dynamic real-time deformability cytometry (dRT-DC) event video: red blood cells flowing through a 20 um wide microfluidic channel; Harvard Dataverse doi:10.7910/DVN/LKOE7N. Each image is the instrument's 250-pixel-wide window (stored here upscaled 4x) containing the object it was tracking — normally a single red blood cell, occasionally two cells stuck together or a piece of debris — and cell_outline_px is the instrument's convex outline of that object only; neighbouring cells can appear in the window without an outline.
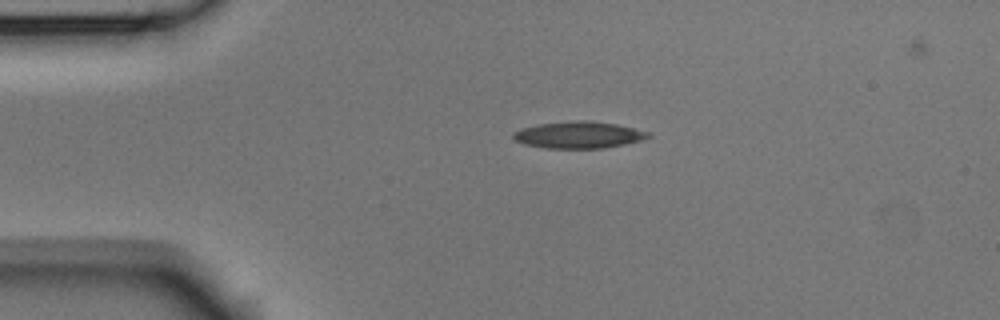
{"species": "Egyptian fruit bat (a non-hibernating species)", "species_latin": "Rousettus aegyptiacus", "temperature_condition": "room temperature", "stored_images_in_passage": 2, "camera_frame_rate_fps": 3000, "um_per_image_px": 0.085, "animal": {"sex": "male"}, "frame": {"image": 1, "passage_image": 1, "time_ms": 0.0, "image_size_px": [1000, 320], "cell_outline_px": [[652, 136], [640, 140], [624, 144], [604, 148], [544, 148], [524, 144], [516, 140], [512, 136], [512, 132], [520, 128], [540, 124], [572, 120], [588, 120], [616, 124], [652, 132]], "centroid_in_image_um": [49.19, 11.46], "position_along_channel_um": 35.8, "area_um2": 21.15}}